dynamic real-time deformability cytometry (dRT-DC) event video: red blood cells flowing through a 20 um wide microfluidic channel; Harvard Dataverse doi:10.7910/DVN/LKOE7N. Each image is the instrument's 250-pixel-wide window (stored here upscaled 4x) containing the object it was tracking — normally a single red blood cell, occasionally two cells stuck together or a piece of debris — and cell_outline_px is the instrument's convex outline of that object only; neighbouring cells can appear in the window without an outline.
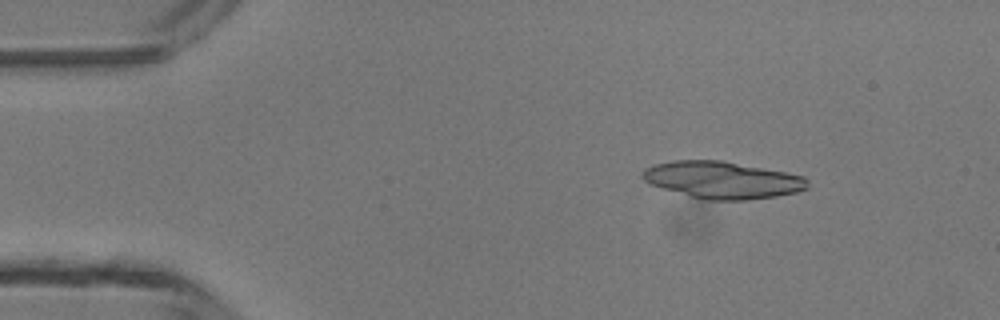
{"species": "common noctule bat (a hibernating species)", "species_latin": "Nyctalus noctula", "temperature_condition": "room temperature", "stored_images_in_passage": 30, "camera_frame_rate_fps": 3000, "um_per_image_px": 0.085, "animal": {"sex": "male", "body_mass_g": 13.3}, "frame": {"image": 1, "passage_image": 2, "time_ms": 0.333, "image_size_px": [1000, 320], "cell_outline_px": [[808, 188], [796, 192], [776, 196], [744, 200], [708, 200], [660, 188], [644, 180], [640, 176], [644, 168], [656, 164], [672, 160], [720, 160], [784, 172], [804, 176], [808, 180]], "centroid_in_image_um": [61.38, 15.29], "position_along_channel_um": 23.6, "area_um2": 35.37}}
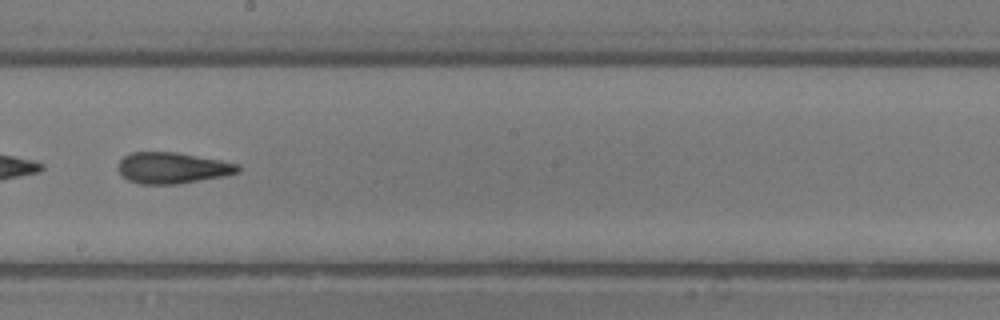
{"frame": {"image": 2, "passage_image": 22, "time_ms": 7.0, "image_size_px": [1000, 320], "cell_outline_px": [[240, 172], [224, 176], [176, 184], [140, 184], [128, 180], [116, 168], [120, 160], [124, 156], [132, 152], [176, 152], [220, 160], [240, 164]], "centroid_in_image_um": [14.66, 14.27], "position_along_channel_um": 233.5, "area_um2": 21.73}}
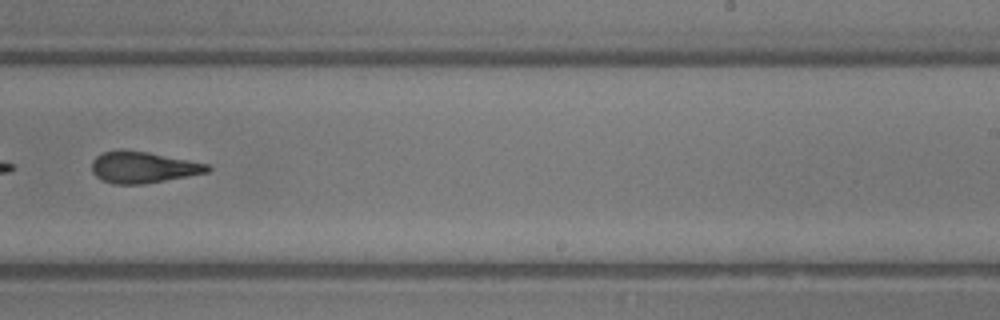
{"frame": {"image": 3, "passage_image": 25, "time_ms": 8.0, "image_size_px": [1000, 320], "cell_outline_px": [[212, 168], [208, 172], [188, 176], [144, 184], [112, 184], [96, 176], [92, 172], [92, 160], [96, 156], [104, 152], [148, 152], [208, 164]], "centroid_in_image_um": [12.18, 14.25], "position_along_channel_um": 276.8, "area_um2": 20.58}}